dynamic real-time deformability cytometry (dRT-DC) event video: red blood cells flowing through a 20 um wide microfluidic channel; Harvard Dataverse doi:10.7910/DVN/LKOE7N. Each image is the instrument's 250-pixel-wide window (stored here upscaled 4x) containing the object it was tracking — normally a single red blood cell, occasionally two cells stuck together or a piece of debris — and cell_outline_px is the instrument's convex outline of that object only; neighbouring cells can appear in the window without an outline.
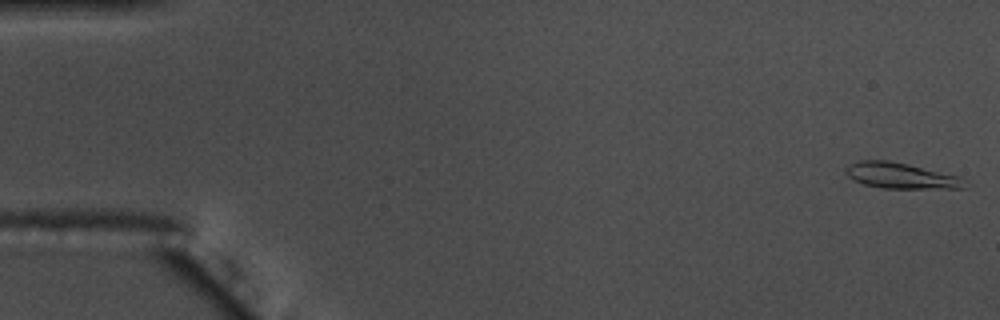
{"species": "common noctule bat (a hibernating species)", "species_latin": "Nyctalus noctula", "temperature_condition": "warm", "stored_images_in_passage": 56, "camera_frame_rate_fps": 3000, "um_per_image_px": 0.085, "animal": {"sex": "male", "body_mass_g": 17.5, "forearm_length_mm": 52.3}, "frame": {"image": 1, "passage_image": 1, "time_ms": 0.0, "image_size_px": [1000, 320], "cell_outline_px": [[972, 184], [968, 188], [884, 188], [864, 184], [852, 180], [844, 172], [844, 168], [848, 164], [860, 160], [888, 160], [908, 164], [960, 176], [968, 180]], "centroid_in_image_um": [76.63, 14.93], "position_along_channel_um": 8.4, "area_um2": 18.26}}
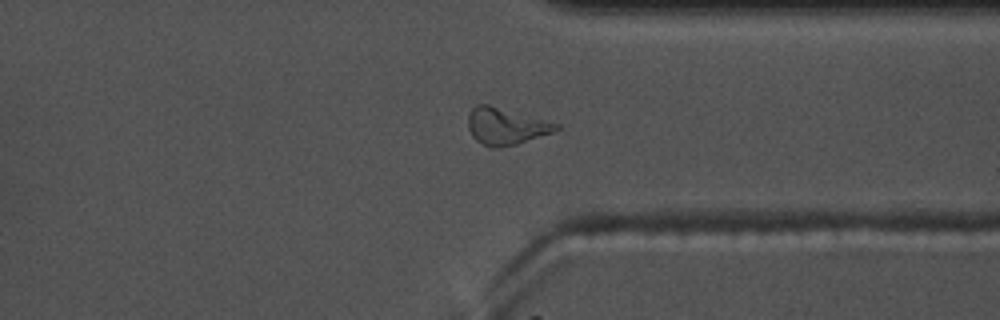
{"frame": {"image": 2, "passage_image": 43, "time_ms": 14.0, "image_size_px": [1000, 320], "cell_outline_px": [[560, 128], [552, 132], [516, 144], [500, 148], [492, 148], [476, 140], [472, 136], [468, 128], [468, 112], [476, 104], [488, 104], [560, 124]], "centroid_in_image_um": [42.96, 10.72], "position_along_channel_um": 368.4, "area_um2": 18.73}}
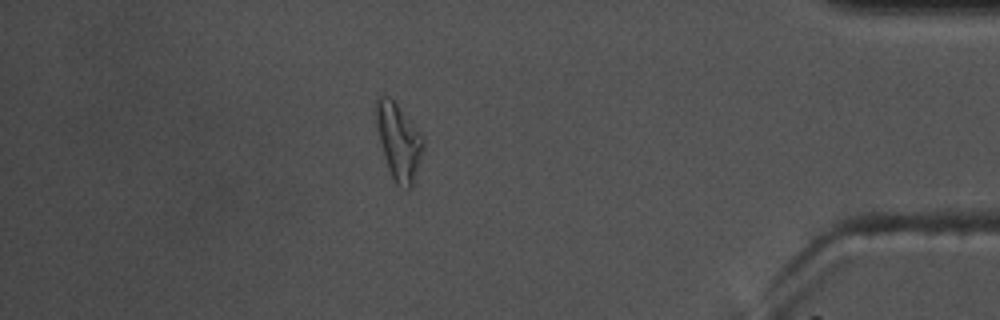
{"frame": {"image": 3, "passage_image": 49, "time_ms": 16.0, "image_size_px": [1000, 320], "cell_outline_px": [[424, 148], [412, 188], [408, 188], [396, 184], [388, 168], [384, 156], [376, 128], [376, 100], [380, 96], [388, 96], [396, 104], [420, 132], [424, 140]], "centroid_in_image_um": [33.89, 12.05], "position_along_channel_um": 401.3, "area_um2": 20.63}, "authors_computed_cell_mechanics": {"area_um2": 17.0799, "velocity_mm_per_s": 3.6459, "shape_relaxation_time_tau1_ms": 7.4293, "shape_relaxation_time_tau2_ms": 3.8513, "deformation_change_tau1": 0.2445, "deformation_change_tau2": 0.1287}}